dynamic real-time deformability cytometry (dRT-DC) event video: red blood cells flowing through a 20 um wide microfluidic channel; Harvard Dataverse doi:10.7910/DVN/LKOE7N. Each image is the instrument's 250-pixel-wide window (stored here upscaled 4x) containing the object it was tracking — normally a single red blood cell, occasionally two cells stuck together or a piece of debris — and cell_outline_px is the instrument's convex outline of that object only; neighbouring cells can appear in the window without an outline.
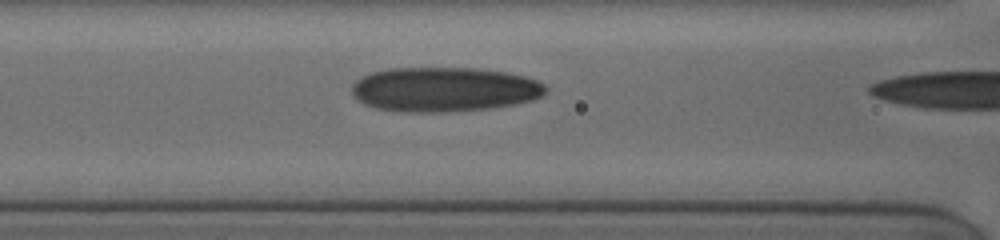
{"species": "human", "species_latin": "Homo sapiens", "temperature_condition": "cold", "stored_images_in_passage": 12, "camera_frame_rate_fps": 3000, "um_per_image_px": 0.085, "donor": {"sex": "female"}, "frame": {"image": 1, "passage_image": 11, "time_ms": 3.0, "image_size_px": [1000, 240], "cell_outline_px": [[548, 88], [540, 96], [532, 100], [512, 104], [488, 108], [440, 112], [412, 112], [376, 108], [364, 104], [352, 92], [352, 84], [360, 76], [372, 72], [388, 68], [476, 68], [508, 72], [524, 76], [536, 80], [544, 84]], "centroid_in_image_um": [37.74, 7.58], "position_along_channel_um": 128.9, "area_um2": 50.11}}